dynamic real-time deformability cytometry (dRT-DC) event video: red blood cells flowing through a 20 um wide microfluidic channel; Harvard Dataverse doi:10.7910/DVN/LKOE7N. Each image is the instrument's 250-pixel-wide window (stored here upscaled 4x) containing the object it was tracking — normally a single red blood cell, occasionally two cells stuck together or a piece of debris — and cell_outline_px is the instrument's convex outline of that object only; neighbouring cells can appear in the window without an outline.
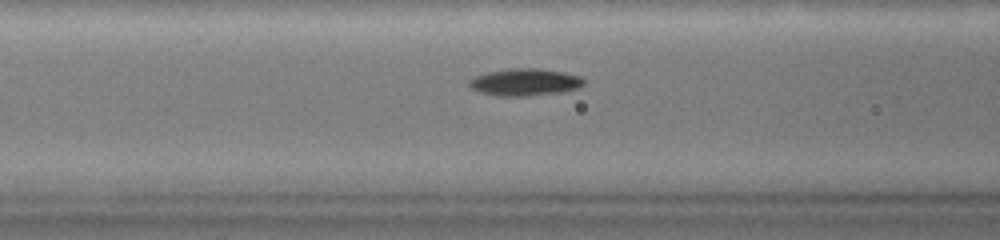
{"species": "common noctule bat (a hibernating species)", "species_latin": "Nyctalus noctula", "temperature_condition": "warm", "stored_images_in_passage": 60, "camera_frame_rate_fps": 3000, "um_per_image_px": 0.085, "animal": {"sex": "female", "body_mass_g": 19.0, "forearm_length_mm": 51.5}, "frame": {"image": 1, "passage_image": 21, "time_ms": 6.667, "image_size_px": [1000, 240], "cell_outline_px": [[584, 84], [580, 88], [560, 92], [524, 96], [496, 96], [480, 92], [472, 88], [468, 84], [468, 80], [476, 76], [488, 72], [508, 68], [536, 68], [564, 72], [580, 76], [584, 80]], "centroid_in_image_um": [44.61, 6.98], "position_along_channel_um": 122.0, "area_um2": 18.15}}
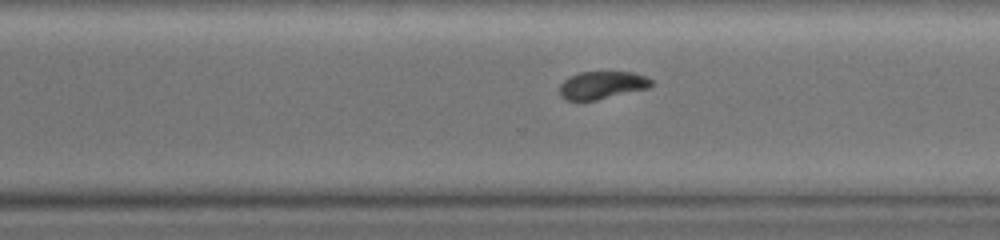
{"frame": {"image": 2, "passage_image": 42, "time_ms": 13.667, "image_size_px": [1000, 240], "cell_outline_px": [[652, 84], [648, 88], [596, 100], [568, 100], [560, 96], [560, 84], [568, 76], [580, 72], [632, 72], [648, 76], [652, 80]], "centroid_in_image_um": [51.17, 7.22], "position_along_channel_um": 319.4, "area_um2": 14.8}}
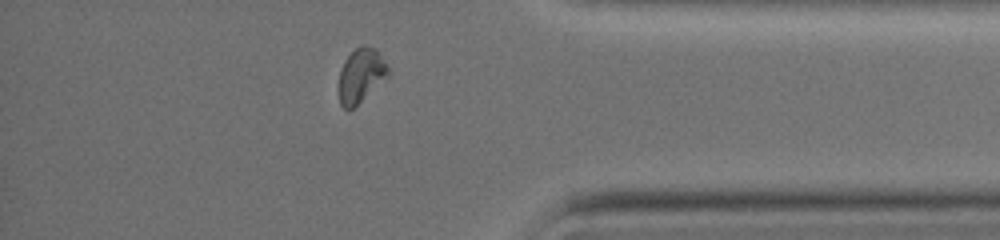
{"frame": {"image": 3, "passage_image": 52, "time_ms": 17.0, "image_size_px": [1000, 240], "cell_outline_px": [[392, 72], [388, 76], [348, 112], [340, 104], [340, 68], [344, 60], [360, 44], [368, 44], [376, 48], [392, 68]], "centroid_in_image_um": [30.73, 6.35], "position_along_channel_um": 404.5, "area_um2": 15.78}, "authors_computed_cell_mechanics": {"area_um2": 16.5308, "velocity_mm_per_s": 2.8225, "shape_relaxation_time_tau1_ms": 2.8209, "shape_relaxation_time_tau2_ms": null, "deformation_change_tau1": 0.1435, "deformation_change_tau2": null}}